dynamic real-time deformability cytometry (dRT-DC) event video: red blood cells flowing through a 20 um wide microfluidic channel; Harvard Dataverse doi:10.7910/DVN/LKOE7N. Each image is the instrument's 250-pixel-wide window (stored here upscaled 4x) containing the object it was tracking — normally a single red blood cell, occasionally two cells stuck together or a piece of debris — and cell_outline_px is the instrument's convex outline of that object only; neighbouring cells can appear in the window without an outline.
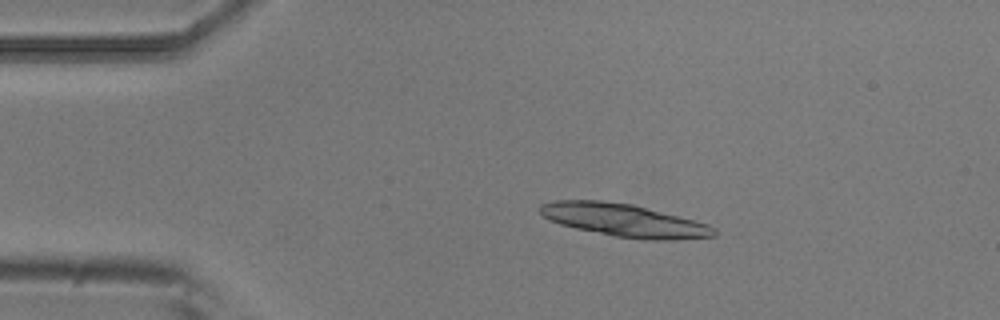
{"species": "common noctule bat (a hibernating species)", "species_latin": "Nyctalus noctula", "temperature_condition": "room temperature", "stored_images_in_passage": 4, "camera_frame_rate_fps": 3000, "um_per_image_px": 0.085, "animal": {"sex": "male", "body_mass_g": 20.5, "forearm_length_mm": 52.5}, "frame": {"image": 1, "passage_image": 3, "time_ms": 0.667, "image_size_px": [1000, 320], "cell_outline_px": [[716, 236], [676, 240], [644, 240], [616, 236], [576, 228], [560, 224], [544, 216], [540, 212], [540, 204], [556, 200], [604, 200], [632, 204], [708, 224], [716, 228]], "centroid_in_image_um": [53.08, 18.72], "position_along_channel_um": 31.9, "area_um2": 33.06}}